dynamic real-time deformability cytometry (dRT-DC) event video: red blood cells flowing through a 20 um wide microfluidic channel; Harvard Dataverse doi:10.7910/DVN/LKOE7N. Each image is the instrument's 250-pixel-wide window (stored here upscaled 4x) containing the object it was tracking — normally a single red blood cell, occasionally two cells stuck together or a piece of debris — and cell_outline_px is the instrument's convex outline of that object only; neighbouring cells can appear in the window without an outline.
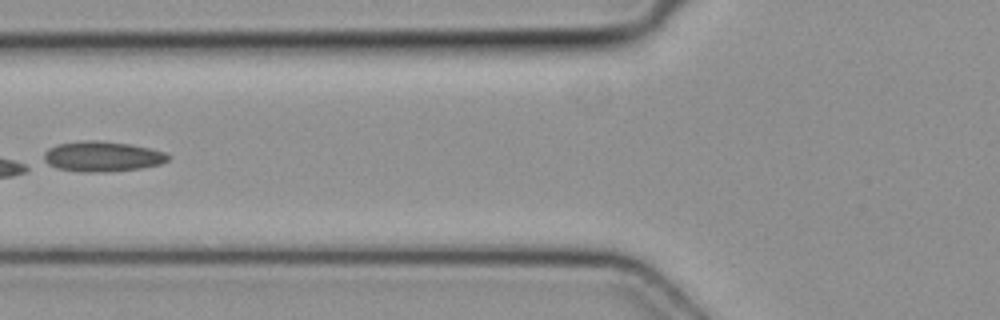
{"species": "common noctule bat (a hibernating species)", "species_latin": "Nyctalus noctula", "temperature_condition": "cold", "stored_images_in_passage": 5, "camera_frame_rate_fps": 3000, "um_per_image_px": 0.085, "animal": {"sex": "female", "body_mass_g": 19.3, "forearm_length_mm": 54.1}, "frame": {"image": 1, "passage_image": 5, "time_ms": 1.333, "image_size_px": [1000, 320], "cell_outline_px": [[172, 156], [168, 160], [160, 164], [140, 168], [108, 172], [80, 172], [56, 168], [48, 164], [44, 160], [44, 152], [48, 148], [56, 144], [80, 140], [96, 140], [128, 144], [148, 148], [164, 152]], "centroid_in_image_um": [8.66, 13.3], "position_along_channel_um": 117.1, "area_um2": 22.02}}